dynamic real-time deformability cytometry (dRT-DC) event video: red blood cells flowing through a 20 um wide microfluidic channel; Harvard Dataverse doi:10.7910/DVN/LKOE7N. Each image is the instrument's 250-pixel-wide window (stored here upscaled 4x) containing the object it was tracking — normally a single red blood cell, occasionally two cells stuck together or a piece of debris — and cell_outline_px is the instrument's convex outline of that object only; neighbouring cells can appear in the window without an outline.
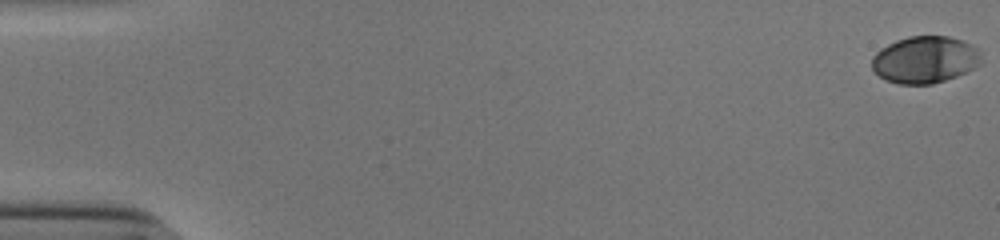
{"species": "human", "species_latin": "Homo sapiens", "temperature_condition": "cold", "stored_images_in_passage": 55, "camera_frame_rate_fps": 3000, "um_per_image_px": 0.085, "donor": {"sex": "male"}, "frame": {"image": 1, "passage_image": 1, "time_ms": 0.0, "image_size_px": [1000, 240], "cell_outline_px": [[980, 64], [956, 76], [932, 84], [896, 84], [884, 80], [872, 68], [872, 56], [880, 48], [896, 40], [908, 36], [948, 36], [960, 40], [976, 48], [980, 56]], "centroid_in_image_um": [78.56, 5.08], "position_along_channel_um": 6.4, "area_um2": 29.71}}
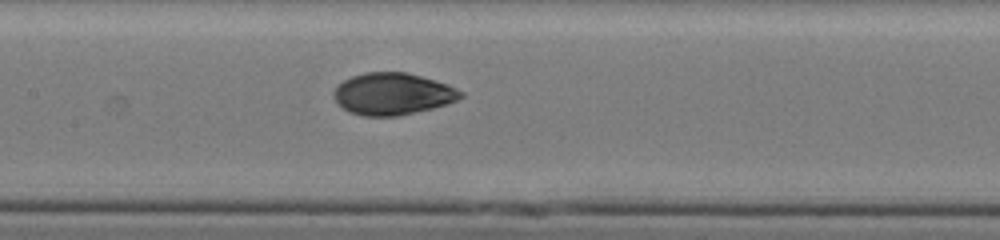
{"frame": {"image": 2, "passage_image": 28, "time_ms": 9.0, "image_size_px": [1000, 240], "cell_outline_px": [[464, 96], [448, 104], [432, 108], [396, 116], [364, 116], [348, 112], [332, 96], [332, 92], [344, 80], [352, 76], [364, 72], [408, 72], [436, 80], [448, 84], [464, 92]], "centroid_in_image_um": [33.39, 7.97], "position_along_channel_um": 174.0, "area_um2": 31.04}}
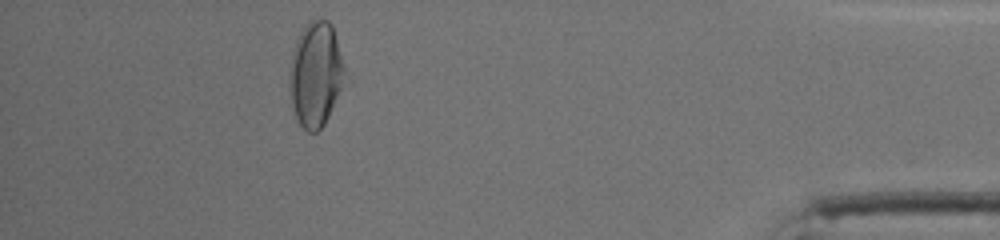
{"frame": {"image": 3, "passage_image": 50, "time_ms": 16.333, "image_size_px": [1000, 240], "cell_outline_px": [[344, 68], [340, 88], [328, 116], [324, 124], [316, 132], [308, 132], [296, 120], [292, 104], [288, 76], [292, 52], [296, 40], [300, 32], [308, 20], [320, 16], [328, 20], [332, 24], [344, 64]], "centroid_in_image_um": [26.79, 6.24], "position_along_channel_um": 408.4, "area_um2": 33.58}, "authors_computed_cell_mechanics": {"area_um2": 31.1542, "velocity_mm_per_s": 3.8468, "shape_relaxation_time_tau1_ms": 3.776, "shape_relaxation_time_tau2_ms": 1.612, "deformation_change_tau1": 0.1623, "deformation_change_tau2": 0.0345}}